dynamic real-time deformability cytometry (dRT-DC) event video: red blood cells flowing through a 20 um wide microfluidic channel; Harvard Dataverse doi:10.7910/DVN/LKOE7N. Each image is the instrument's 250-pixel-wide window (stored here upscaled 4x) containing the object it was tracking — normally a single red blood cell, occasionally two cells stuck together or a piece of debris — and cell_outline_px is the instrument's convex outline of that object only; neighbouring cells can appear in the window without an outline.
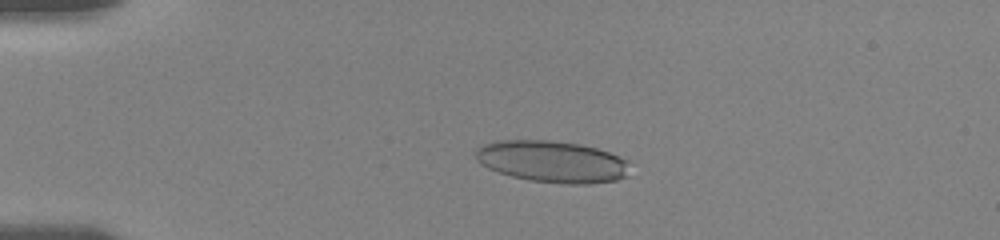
{"species": "human", "species_latin": "Homo sapiens", "temperature_condition": "room temperature", "stored_images_in_passage": 12, "camera_frame_rate_fps": 3000, "um_per_image_px": 0.085, "donor": {"sex": "female"}, "frame": {"image": 1, "passage_image": 7, "time_ms": 4.0, "image_size_px": [1000, 240], "cell_outline_px": [[628, 176], [616, 180], [588, 184], [564, 184], [528, 180], [512, 176], [488, 168], [480, 164], [476, 160], [476, 148], [484, 144], [496, 140], [548, 140], [580, 144], [596, 148], [608, 152], [628, 160]], "centroid_in_image_um": [46.93, 13.73], "position_along_channel_um": 38.1, "area_um2": 37.57}}
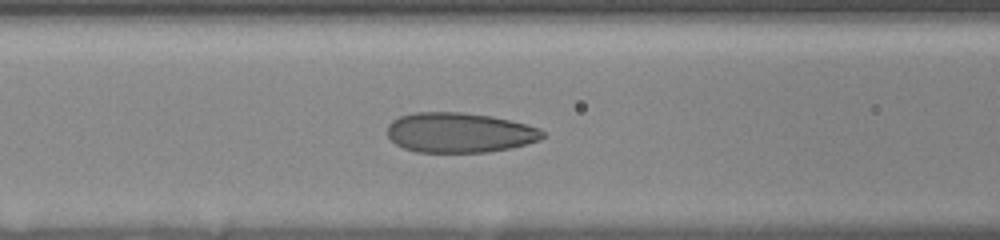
{"frame": {"image": 2, "passage_image": 12, "time_ms": 7.667, "image_size_px": [1000, 240], "cell_outline_px": [[544, 136], [540, 140], [512, 148], [488, 152], [416, 152], [404, 148], [396, 144], [388, 136], [388, 124], [392, 120], [400, 116], [412, 112], [460, 112], [492, 116], [540, 128], [544, 132]], "centroid_in_image_um": [39.05, 11.27], "position_along_channel_um": 127.6, "area_um2": 36.24}}